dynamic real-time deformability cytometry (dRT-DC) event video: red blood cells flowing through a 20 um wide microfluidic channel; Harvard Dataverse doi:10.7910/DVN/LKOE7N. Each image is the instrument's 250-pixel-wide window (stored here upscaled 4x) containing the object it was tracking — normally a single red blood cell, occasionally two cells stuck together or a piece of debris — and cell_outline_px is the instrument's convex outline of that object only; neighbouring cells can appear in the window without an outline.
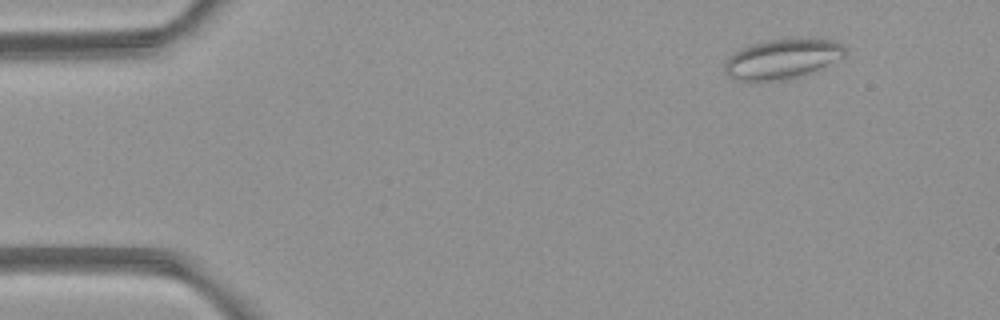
{"species": "common noctule bat (a hibernating species)", "species_latin": "Nyctalus noctula", "temperature_condition": "room temperature", "stored_images_in_passage": 4, "camera_frame_rate_fps": 3000, "um_per_image_px": 0.085, "animal": {"sex": "female", "body_mass_g": 21.9}, "frame": {"image": 1, "passage_image": 4, "time_ms": 4.333, "image_size_px": [1000, 320], "cell_outline_px": [[844, 56], [804, 76], [784, 80], [736, 80], [728, 76], [724, 72], [724, 64], [736, 52], [744, 48], [756, 44], [772, 40], [800, 36], [836, 40], [844, 44]], "centroid_in_image_um": [66.57, 4.99], "position_along_channel_um": 18.4, "area_um2": 27.98}}